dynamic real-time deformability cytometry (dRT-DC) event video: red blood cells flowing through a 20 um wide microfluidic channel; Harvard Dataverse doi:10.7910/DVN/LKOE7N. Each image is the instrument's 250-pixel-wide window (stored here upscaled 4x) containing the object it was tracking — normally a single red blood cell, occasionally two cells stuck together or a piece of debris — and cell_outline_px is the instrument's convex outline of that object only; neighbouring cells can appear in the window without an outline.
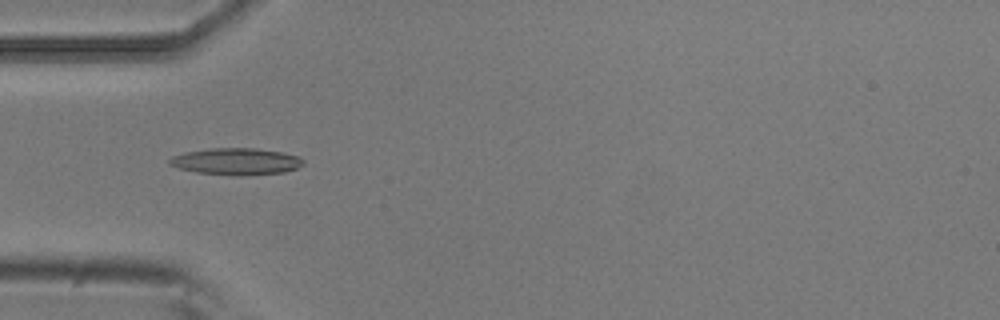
{"species": "common noctule bat (a hibernating species)", "species_latin": "Nyctalus noctula", "temperature_condition": "room temperature", "stored_images_in_passage": 6, "camera_frame_rate_fps": 3000, "um_per_image_px": 0.085, "animal": {"sex": "male", "body_mass_g": 20.5, "forearm_length_mm": 52.5}, "frame": {"image": 1, "passage_image": 5, "time_ms": 1.333, "image_size_px": [1000, 320], "cell_outline_px": [[304, 164], [296, 168], [284, 172], [196, 172], [180, 168], [168, 164], [168, 160], [172, 156], [184, 152], [208, 148], [256, 148], [284, 152], [300, 156], [304, 160]], "centroid_in_image_um": [20.07, 13.65], "position_along_channel_um": 64.9, "area_um2": 19.77}}
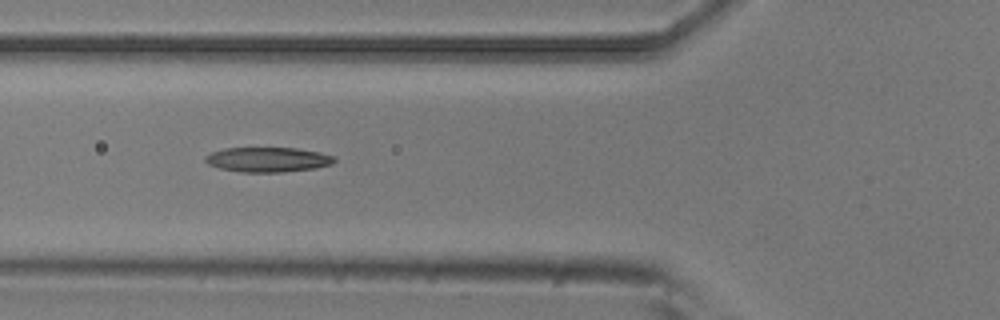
{"frame": {"image": 2, "passage_image": 6, "time_ms": 1.667, "image_size_px": [1000, 320], "cell_outline_px": [[336, 160], [332, 164], [316, 168], [284, 172], [240, 172], [220, 168], [208, 164], [204, 160], [204, 156], [212, 152], [224, 148], [296, 148], [320, 152], [332, 156]], "centroid_in_image_um": [22.75, 13.57], "position_along_channel_um": 103.1, "area_um2": 18.67}}